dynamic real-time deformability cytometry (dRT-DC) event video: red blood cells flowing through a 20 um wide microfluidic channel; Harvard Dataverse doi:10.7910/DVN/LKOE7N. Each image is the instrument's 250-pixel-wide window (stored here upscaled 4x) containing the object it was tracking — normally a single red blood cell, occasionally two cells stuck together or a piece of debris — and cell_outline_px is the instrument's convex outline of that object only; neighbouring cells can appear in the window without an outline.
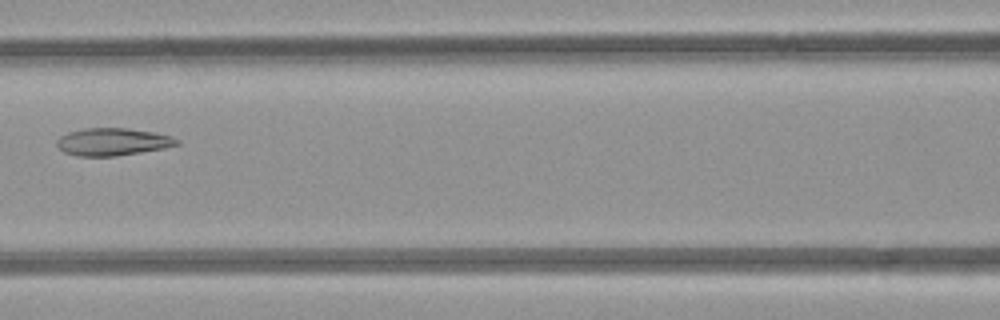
{"species": "common noctule bat (a hibernating species)", "species_latin": "Nyctalus noctula", "temperature_condition": "room temperature", "stored_images_in_passage": 5, "segment_of_instrument_passage": [1, 2], "camera_frame_rate_fps": 3000, "um_per_image_px": 0.085, "animal": {"sex": "female", "body_mass_g": 21.9}, "frame": {"image": 1, "passage_image": 4, "time_ms": 3.333, "image_size_px": [1000, 320], "cell_outline_px": [[180, 144], [164, 148], [116, 156], [76, 156], [64, 152], [56, 144], [56, 140], [60, 136], [68, 132], [84, 128], [128, 128], [152, 132], [172, 136], [180, 140]], "centroid_in_image_um": [9.57, 12.05], "position_along_channel_um": 157.0, "area_um2": 19.25}}